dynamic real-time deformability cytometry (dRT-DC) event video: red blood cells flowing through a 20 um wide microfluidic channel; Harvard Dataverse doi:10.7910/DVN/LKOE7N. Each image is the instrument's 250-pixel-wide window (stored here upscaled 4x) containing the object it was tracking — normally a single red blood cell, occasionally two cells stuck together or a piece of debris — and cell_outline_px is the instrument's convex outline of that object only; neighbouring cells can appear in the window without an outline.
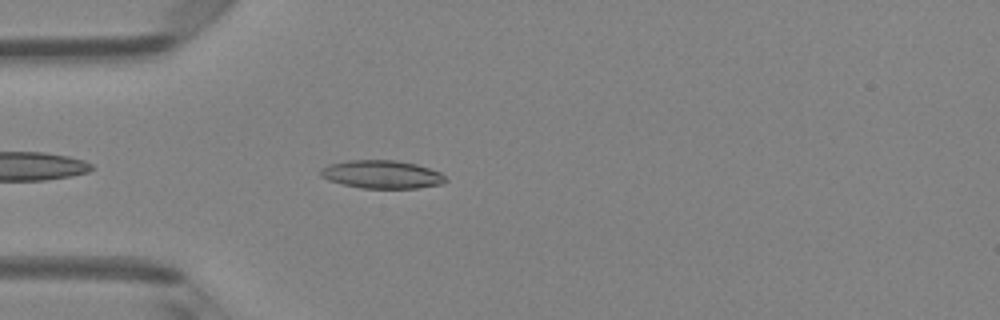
{"species": "Egyptian fruit bat (a non-hibernating species)", "species_latin": "Rousettus aegyptiacus", "temperature_condition": "room temperature", "stored_images_in_passage": 3, "camera_frame_rate_fps": 3000, "um_per_image_px": 0.085, "animal": {"sex": "female"}, "frame": {"image": 1, "passage_image": 3, "time_ms": 2.333, "image_size_px": [1000, 320], "cell_outline_px": [[448, 180], [440, 184], [416, 188], [360, 188], [328, 180], [320, 176], [320, 168], [328, 164], [348, 160], [396, 160], [416, 164], [440, 172]], "centroid_in_image_um": [32.42, 14.82], "position_along_channel_um": 52.6, "area_um2": 20.46}}